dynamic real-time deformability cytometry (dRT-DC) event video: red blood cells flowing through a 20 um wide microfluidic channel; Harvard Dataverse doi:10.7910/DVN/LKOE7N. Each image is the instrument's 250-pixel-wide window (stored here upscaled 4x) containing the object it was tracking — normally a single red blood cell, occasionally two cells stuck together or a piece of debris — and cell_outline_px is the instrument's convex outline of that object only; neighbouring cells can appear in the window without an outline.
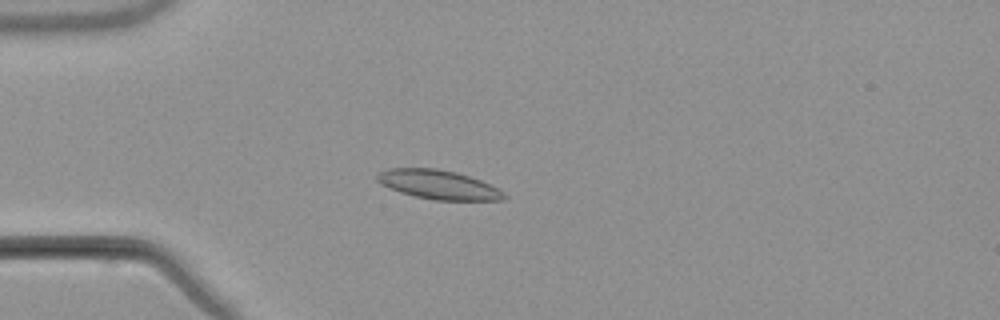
{"species": "common noctule bat (a hibernating species)", "species_latin": "Nyctalus noctula", "temperature_condition": "warm", "stored_images_in_passage": 6, "camera_frame_rate_fps": 3000, "um_per_image_px": 0.085, "animal": {"sex": "male", "body_mass_g": 21.5, "forearm_length_mm": 52.0}, "frame": {"image": 1, "passage_image": 4, "time_ms": 3.667, "image_size_px": [1000, 320], "cell_outline_px": [[508, 196], [504, 200], [436, 200], [416, 196], [400, 192], [380, 184], [376, 180], [376, 176], [380, 172], [388, 168], [436, 168], [456, 172], [480, 180], [500, 188]], "centroid_in_image_um": [37.29, 15.69], "position_along_channel_um": 47.7, "area_um2": 21.56}}
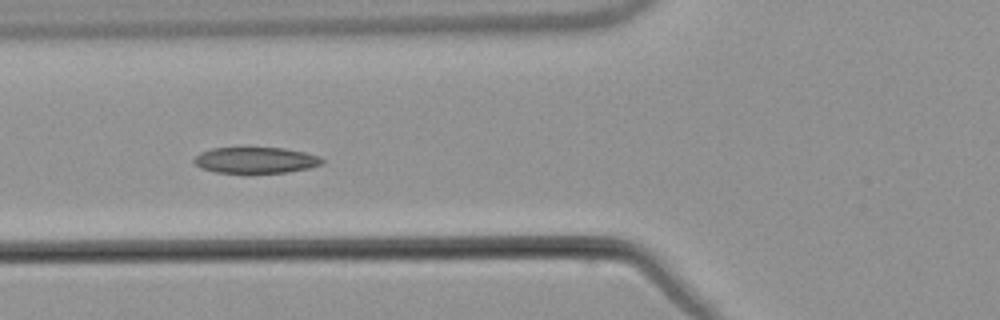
{"frame": {"image": 2, "passage_image": 6, "time_ms": 5.667, "image_size_px": [1000, 320], "cell_outline_px": [[324, 160], [320, 164], [308, 168], [288, 172], [248, 176], [244, 176], [216, 172], [200, 168], [192, 160], [200, 152], [212, 148], [284, 148], [304, 152], [320, 156]], "centroid_in_image_um": [21.69, 13.67], "position_along_channel_um": 104.1, "area_um2": 20.29}}